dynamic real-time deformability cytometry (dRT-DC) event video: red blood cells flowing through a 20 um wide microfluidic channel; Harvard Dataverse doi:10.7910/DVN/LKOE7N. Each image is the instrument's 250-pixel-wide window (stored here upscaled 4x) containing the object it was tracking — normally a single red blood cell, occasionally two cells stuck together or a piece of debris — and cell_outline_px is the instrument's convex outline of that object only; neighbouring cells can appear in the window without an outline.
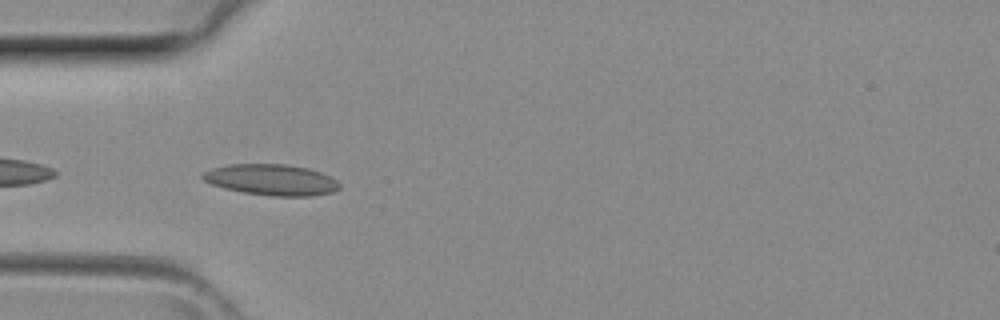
{"species": "common noctule bat (a hibernating species)", "species_latin": "Nyctalus noctula", "temperature_condition": "room temperature", "stored_images_in_passage": 3, "camera_frame_rate_fps": 3000, "um_per_image_px": 0.085, "animal": {"sex": "female", "body_mass_g": 29.2, "forearm_length_mm": 56.3}, "frame": {"image": 1, "passage_image": 3, "time_ms": 0.667, "image_size_px": [1000, 320], "cell_outline_px": [[340, 188], [332, 192], [312, 196], [272, 196], [244, 192], [224, 188], [212, 184], [204, 180], [200, 176], [204, 172], [212, 168], [228, 164], [284, 164], [308, 168], [320, 172], [336, 180], [340, 184]], "centroid_in_image_um": [23.07, 15.28], "position_along_channel_um": 61.9, "area_um2": 24.62}}